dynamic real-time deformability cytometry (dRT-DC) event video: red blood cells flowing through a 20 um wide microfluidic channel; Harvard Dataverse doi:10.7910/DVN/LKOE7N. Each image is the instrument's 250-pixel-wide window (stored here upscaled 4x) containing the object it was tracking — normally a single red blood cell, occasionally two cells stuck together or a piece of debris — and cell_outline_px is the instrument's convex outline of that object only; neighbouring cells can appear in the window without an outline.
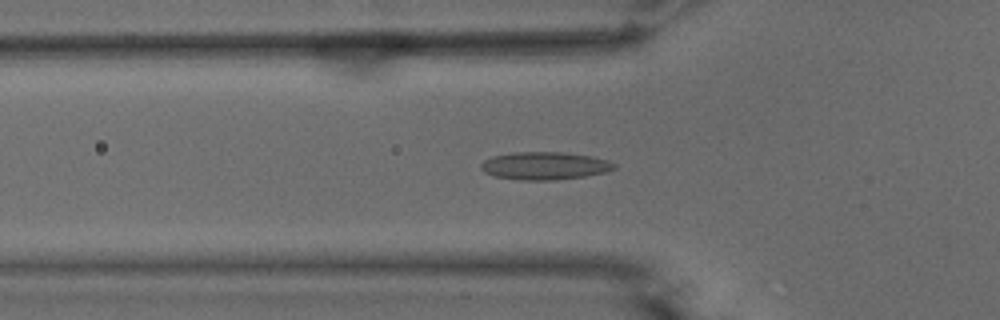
{"species": "common noctule bat (a hibernating species)", "species_latin": "Nyctalus noctula", "temperature_condition": "warm", "stored_images_in_passage": 55, "camera_frame_rate_fps": 3000, "um_per_image_px": 0.085, "animal": {"sex": "male", "body_mass_g": 15.6}, "frame": {"image": 1, "passage_image": 19, "time_ms": 6.0, "image_size_px": [1000, 320], "cell_outline_px": [[616, 168], [604, 172], [584, 176], [556, 180], [520, 180], [496, 176], [484, 172], [480, 168], [480, 164], [484, 160], [492, 156], [512, 152], [564, 152], [592, 156], [608, 160], [616, 164]], "centroid_in_image_um": [46.29, 14.08], "position_along_channel_um": 79.5, "area_um2": 21.62}}
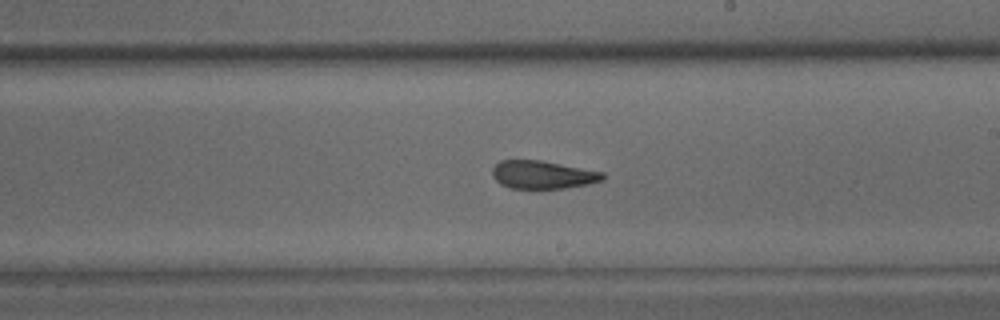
{"frame": {"image": 2, "passage_image": 32, "time_ms": 10.333, "image_size_px": [1000, 320], "cell_outline_px": [[604, 180], [588, 184], [564, 188], [508, 188], [500, 184], [492, 176], [492, 168], [500, 160], [540, 160], [604, 172]], "centroid_in_image_um": [46.11, 14.85], "position_along_channel_um": 242.9, "area_um2": 18.03}}
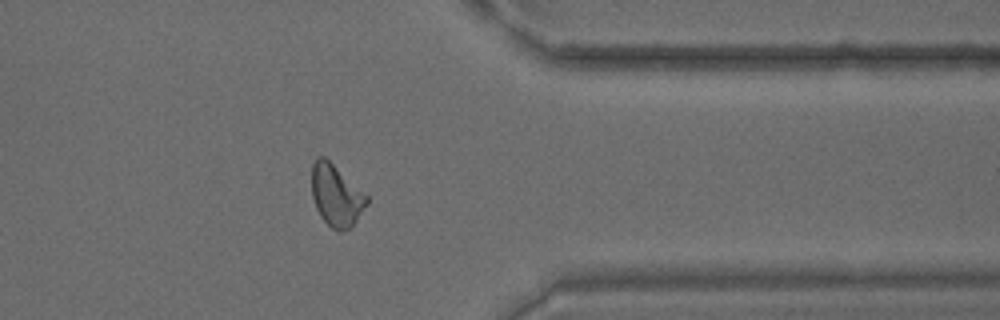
{"frame": {"image": 3, "passage_image": 44, "time_ms": 14.333, "image_size_px": [1000, 320], "cell_outline_px": [[368, 204], [356, 220], [348, 228], [340, 232], [332, 228], [320, 216], [316, 208], [312, 196], [312, 164], [316, 156], [324, 156], [368, 196]], "centroid_in_image_um": [28.56, 16.6], "position_along_channel_um": 382.8, "area_um2": 19.54}, "authors_computed_cell_mechanics": {"area_um2": 19.5942, "velocity_mm_per_s": 3.7544, "shape_relaxation_time_tau1_ms": 11.3893, "shape_relaxation_time_tau2_ms": 2.3151, "deformation_change_tau1": 0.2706, "deformation_change_tau2": 0.0959}}